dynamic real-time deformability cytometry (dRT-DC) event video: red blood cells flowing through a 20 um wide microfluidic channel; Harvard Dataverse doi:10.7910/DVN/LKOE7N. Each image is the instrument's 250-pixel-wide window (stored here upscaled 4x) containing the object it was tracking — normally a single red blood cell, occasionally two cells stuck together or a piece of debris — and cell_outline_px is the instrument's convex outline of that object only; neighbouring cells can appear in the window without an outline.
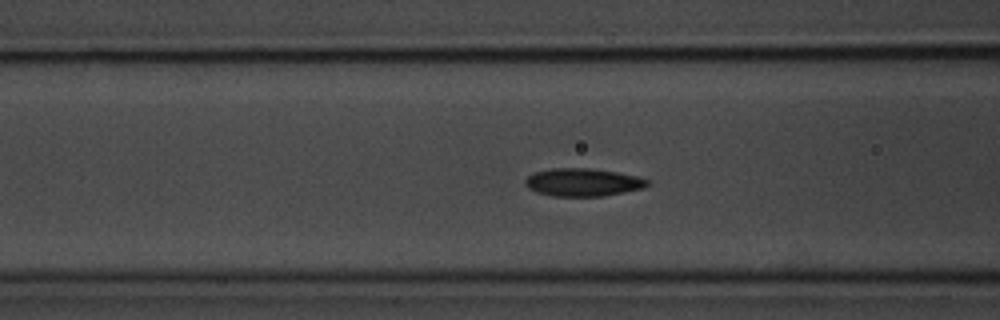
{"species": "common noctule bat (a hibernating species)", "species_latin": "Nyctalus noctula", "temperature_condition": "room temperature", "stored_images_in_passage": 47, "camera_frame_rate_fps": 3000, "um_per_image_px": 0.085, "animal": {"sex": "male", "body_mass_g": 20.1, "forearm_length_mm": 53.5}, "frame": {"image": 1, "passage_image": 20, "time_ms": 6.333, "image_size_px": [1000, 320], "cell_outline_px": [[652, 184], [644, 188], [604, 196], [552, 196], [536, 192], [528, 188], [524, 184], [524, 180], [532, 172], [552, 168], [588, 168], [616, 172], [636, 176], [652, 180]], "centroid_in_image_um": [49.56, 15.49], "position_along_channel_um": 117.0, "area_um2": 20.11}}
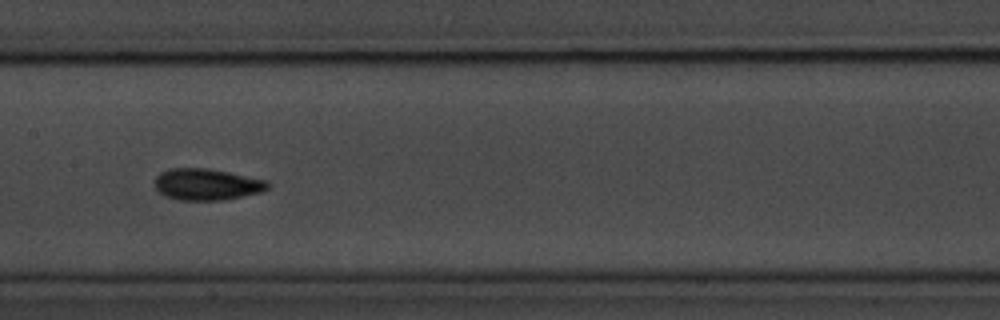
{"frame": {"image": 2, "passage_image": 26, "time_ms": 8.333, "image_size_px": [1000, 320], "cell_outline_px": [[272, 184], [268, 188], [260, 192], [224, 200], [180, 200], [164, 196], [156, 188], [156, 176], [160, 172], [168, 168], [208, 168], [268, 180]], "centroid_in_image_um": [17.59, 15.67], "position_along_channel_um": 189.8, "area_um2": 20.81}}
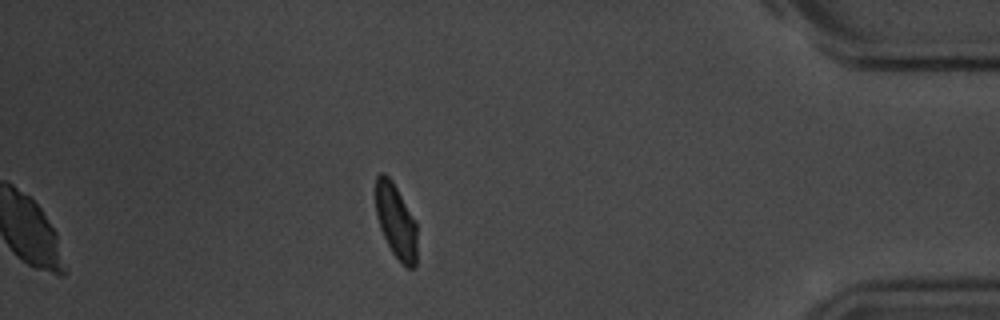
{"frame": {"image": 3, "passage_image": 47, "time_ms": 15.333, "image_size_px": [1000, 320], "cell_outline_px": [[416, 268], [408, 268], [392, 252], [380, 228], [376, 216], [376, 176], [380, 172], [384, 172], [392, 180], [416, 220]], "centroid_in_image_um": [33.66, 18.77], "position_along_channel_um": 401.5, "area_um2": 17.92}, "authors_computed_cell_mechanics": {"area_um2": 19.941, "velocity_mm_per_s": 3.6298, "shape_relaxation_time_tau1_ms": 2.4398, "shape_relaxation_time_tau2_ms": 1.1654, "deformation_change_tau1": 0.1008, "deformation_change_tau2": 0.0515}}